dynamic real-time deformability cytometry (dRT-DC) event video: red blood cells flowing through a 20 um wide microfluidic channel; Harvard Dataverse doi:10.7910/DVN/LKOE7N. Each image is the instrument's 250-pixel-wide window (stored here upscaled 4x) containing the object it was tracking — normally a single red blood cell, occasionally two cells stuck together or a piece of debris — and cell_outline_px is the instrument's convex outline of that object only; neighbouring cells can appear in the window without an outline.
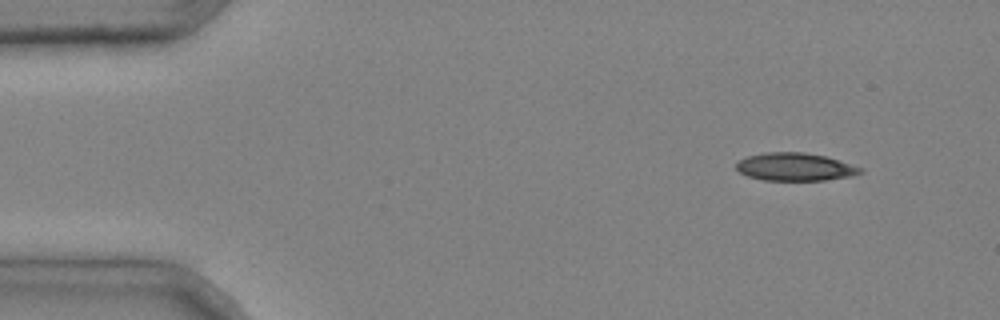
{"species": "common noctule bat (a hibernating species)", "species_latin": "Nyctalus noctula", "temperature_condition": "cold", "stored_images_in_passage": 3, "camera_frame_rate_fps": 3000, "um_per_image_px": 0.085, "animal": {"sex": "male", "body_mass_g": 20.4}, "frame": {"image": 1, "passage_image": 1, "time_ms": 0.0, "image_size_px": [1000, 320], "cell_outline_px": [[864, 172], [852, 176], [824, 180], [764, 180], [748, 176], [740, 172], [736, 168], [736, 160], [748, 156], [764, 152], [804, 152], [824, 156], [864, 168]], "centroid_in_image_um": [67.57, 14.18], "position_along_channel_um": 17.4, "area_um2": 20.17}}